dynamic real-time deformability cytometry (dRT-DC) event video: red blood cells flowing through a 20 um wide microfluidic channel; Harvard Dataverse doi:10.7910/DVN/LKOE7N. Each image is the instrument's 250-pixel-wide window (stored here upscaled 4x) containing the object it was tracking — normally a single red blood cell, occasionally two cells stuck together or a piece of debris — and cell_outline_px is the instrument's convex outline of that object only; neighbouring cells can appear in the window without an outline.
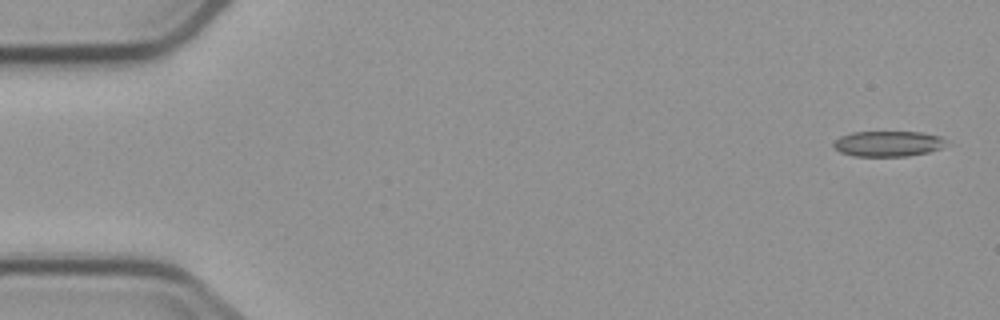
{"species": "common noctule bat (a hibernating species)", "species_latin": "Nyctalus noctula", "temperature_condition": "cold", "stored_images_in_passage": 6, "segment_of_instrument_passage": [1, 2], "camera_frame_rate_fps": 3000, "um_per_image_px": 0.085, "animal": {"sex": "male", "body_mass_g": 23.1, "forearm_length_mm": 52.7}, "frame": {"image": 1, "passage_image": 1, "time_ms": 0.0, "image_size_px": [1000, 320], "cell_outline_px": [[952, 144], [928, 152], [908, 156], [856, 156], [840, 152], [832, 144], [840, 136], [852, 132], [920, 132], [940, 136], [948, 140]], "centroid_in_image_um": [75.55, 12.21], "position_along_channel_um": 9.4, "area_um2": 16.88}}